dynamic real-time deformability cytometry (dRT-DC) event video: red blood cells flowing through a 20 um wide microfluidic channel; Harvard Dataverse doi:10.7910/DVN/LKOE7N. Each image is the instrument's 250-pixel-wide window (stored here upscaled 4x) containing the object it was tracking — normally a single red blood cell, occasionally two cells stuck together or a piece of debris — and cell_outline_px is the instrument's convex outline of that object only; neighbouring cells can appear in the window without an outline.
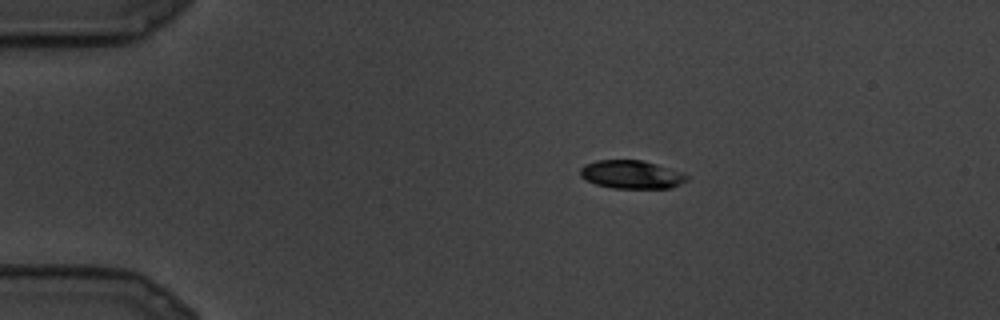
{"species": "common noctule bat (a hibernating species)", "species_latin": "Nyctalus noctula", "temperature_condition": "cold", "stored_images_in_passage": 11, "camera_frame_rate_fps": 3000, "um_per_image_px": 0.085, "animal": {"sex": "male", "body_mass_g": 19.5, "forearm_length_mm": 54.6}, "frame": {"image": 1, "passage_image": 5, "time_ms": 1.333, "image_size_px": [1000, 320], "cell_outline_px": [[688, 180], [672, 188], [612, 188], [596, 184], [580, 176], [580, 168], [584, 164], [596, 160], [640, 160], [656, 164], [680, 172], [688, 176]], "centroid_in_image_um": [53.65, 14.83], "position_along_channel_um": 31.3, "area_um2": 17.46}}
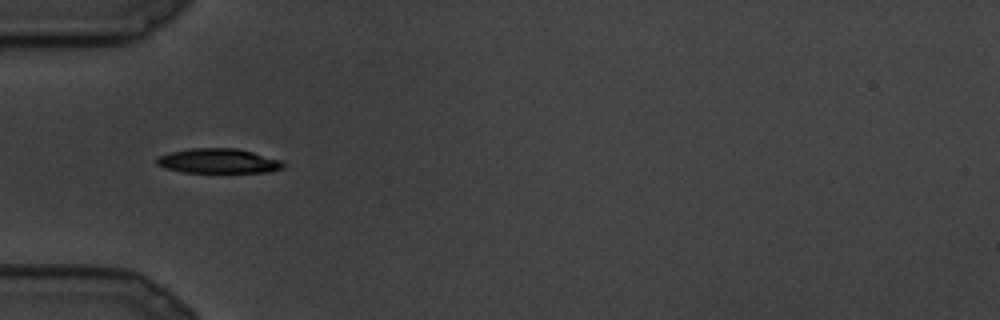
{"frame": {"image": 2, "passage_image": 8, "time_ms": 2.333, "image_size_px": [1000, 320], "cell_outline_px": [[284, 168], [268, 172], [184, 172], [164, 168], [156, 164], [156, 160], [160, 156], [172, 152], [192, 148], [236, 148], [284, 160]], "centroid_in_image_um": [18.61, 13.68], "position_along_channel_um": 66.4, "area_um2": 18.15}}
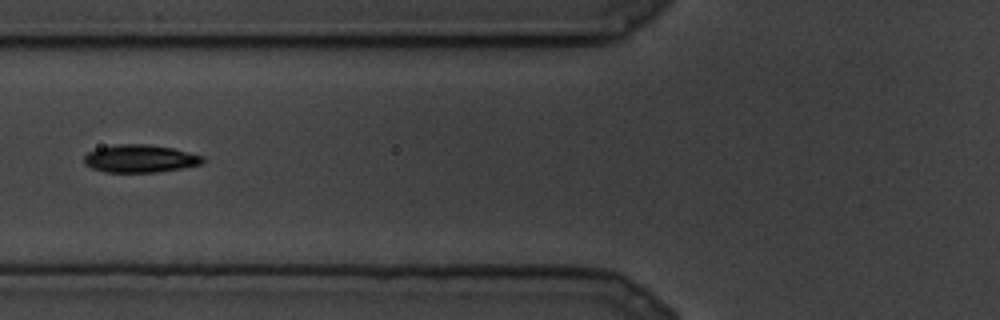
{"frame": {"image": 3, "passage_image": 10, "time_ms": 3.0, "image_size_px": [1000, 320], "cell_outline_px": [[204, 160], [200, 164], [180, 168], [156, 172], [104, 172], [92, 168], [84, 164], [84, 156], [88, 152], [96, 148], [116, 144], [148, 144], [172, 148], [204, 156]], "centroid_in_image_um": [11.86, 13.47], "position_along_channel_um": 113.9, "area_um2": 19.13}}